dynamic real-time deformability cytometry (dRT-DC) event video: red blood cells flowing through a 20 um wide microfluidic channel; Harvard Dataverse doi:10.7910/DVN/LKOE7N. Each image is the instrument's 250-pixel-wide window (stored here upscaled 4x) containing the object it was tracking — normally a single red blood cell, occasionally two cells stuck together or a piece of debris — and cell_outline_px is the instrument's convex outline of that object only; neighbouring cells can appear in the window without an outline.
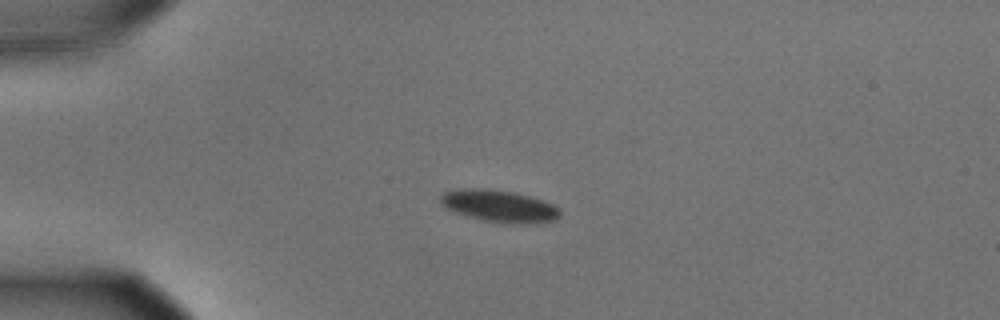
{"species": "common noctule bat (a hibernating species)", "species_latin": "Nyctalus noctula", "temperature_condition": "cold", "stored_images_in_passage": 43, "camera_frame_rate_fps": 3000, "um_per_image_px": 0.085, "animal": {"sex": "male", "body_mass_g": 15.6}, "frame": {"image": 1, "passage_image": 1, "time_ms": 0.0, "image_size_px": [1000, 320], "cell_outline_px": [[560, 216], [556, 220], [536, 224], [516, 224], [484, 220], [468, 216], [444, 208], [440, 204], [440, 196], [444, 192], [456, 188], [488, 188], [512, 192], [528, 196], [552, 204], [560, 208]], "centroid_in_image_um": [42.42, 17.51], "position_along_channel_um": 42.6, "area_um2": 22.48}}
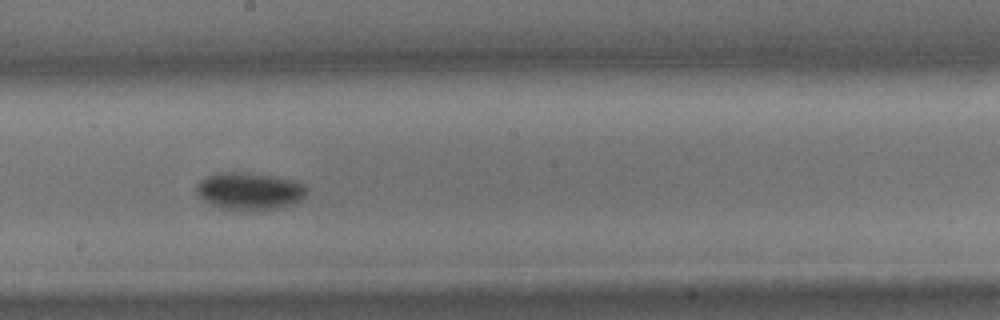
{"frame": {"image": 2, "passage_image": 19, "time_ms": 6.0, "image_size_px": [1000, 320], "cell_outline_px": [[308, 192], [300, 200], [292, 204], [276, 208], [240, 212], [212, 204], [204, 200], [196, 192], [196, 184], [200, 180], [208, 176], [220, 172], [240, 172], [272, 176], [296, 180], [304, 184], [308, 188]], "centroid_in_image_um": [21.23, 16.25], "position_along_channel_um": 227.0, "area_um2": 24.04}}
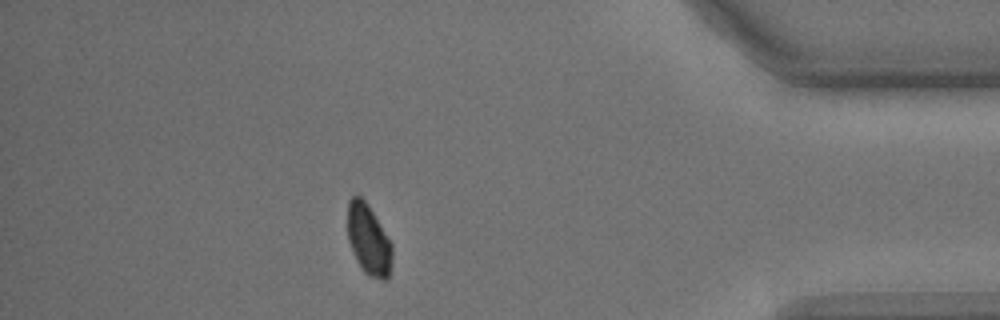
{"frame": {"image": 3, "passage_image": 37, "time_ms": 12.0, "image_size_px": [1000, 320], "cell_outline_px": [[392, 264], [388, 280], [380, 280], [368, 276], [364, 272], [356, 260], [348, 240], [348, 200], [352, 196], [360, 196], [368, 204], [392, 244]], "centroid_in_image_um": [31.34, 20.41], "position_along_channel_um": 403.9, "area_um2": 18.44}, "authors_computed_cell_mechanics": {"area_um2": 22.253, "velocity_mm_per_s": 3.561, "shape_relaxation_time_tau1_ms": 3.2051, "shape_relaxation_time_tau2_ms": null, "deformation_change_tau1": 0.0973, "deformation_change_tau2": null}}